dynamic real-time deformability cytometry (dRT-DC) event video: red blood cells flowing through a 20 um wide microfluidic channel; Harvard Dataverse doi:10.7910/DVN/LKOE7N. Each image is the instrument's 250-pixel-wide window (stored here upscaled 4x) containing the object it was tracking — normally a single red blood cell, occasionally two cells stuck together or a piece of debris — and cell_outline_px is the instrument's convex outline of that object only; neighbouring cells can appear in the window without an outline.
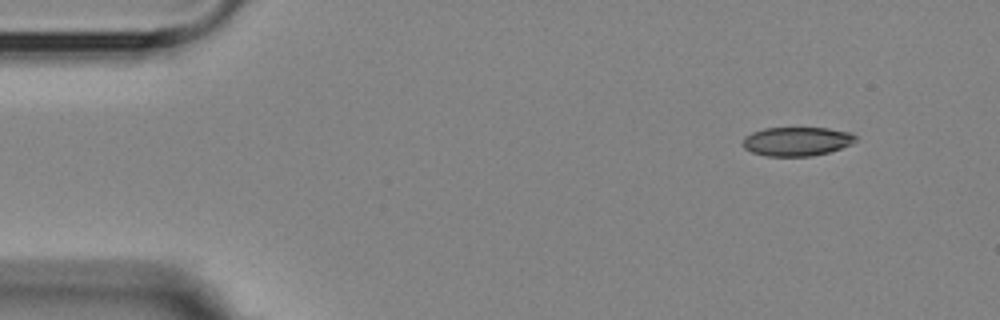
{"species": "Egyptian fruit bat (a non-hibernating species)", "species_latin": "Rousettus aegyptiacus", "temperature_condition": "room temperature", "stored_images_in_passage": 4, "camera_frame_rate_fps": 3000, "um_per_image_px": 0.085, "animal": {"sex": "female"}, "frame": {"image": 1, "passage_image": 1, "time_ms": 0.0, "image_size_px": [1000, 320], "cell_outline_px": [[856, 140], [852, 144], [828, 152], [812, 156], [764, 156], [752, 152], [744, 148], [740, 144], [744, 136], [752, 132], [764, 128], [828, 128], [852, 132], [856, 136]], "centroid_in_image_um": [67.7, 12.01], "position_along_channel_um": 17.3, "area_um2": 19.25}}
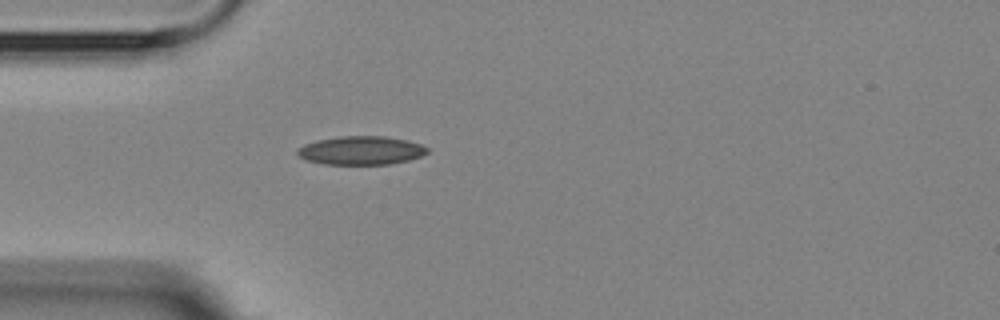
{"frame": {"image": 2, "passage_image": 4, "time_ms": 3.333, "image_size_px": [1000, 320], "cell_outline_px": [[428, 152], [420, 156], [408, 160], [392, 164], [324, 164], [304, 160], [296, 152], [296, 148], [304, 144], [316, 140], [340, 136], [384, 136], [404, 140], [420, 144], [428, 148]], "centroid_in_image_um": [30.64, 12.79], "position_along_channel_um": 54.4, "area_um2": 21.62}}